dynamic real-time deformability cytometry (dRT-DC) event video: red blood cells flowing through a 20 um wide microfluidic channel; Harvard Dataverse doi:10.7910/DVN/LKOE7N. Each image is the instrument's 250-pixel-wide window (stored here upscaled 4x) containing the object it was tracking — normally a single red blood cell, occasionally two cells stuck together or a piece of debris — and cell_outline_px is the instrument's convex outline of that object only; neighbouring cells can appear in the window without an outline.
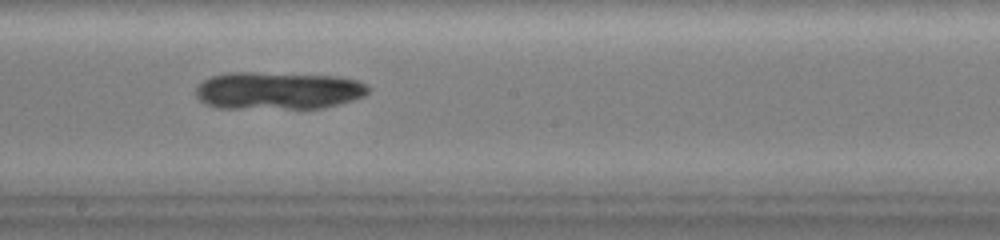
{"species": "common noctule bat (a hibernating species)", "species_latin": "Nyctalus noctula", "temperature_condition": "warm", "stored_images_in_passage": 71, "camera_frame_rate_fps": 3000, "um_per_image_px": 0.085, "animal": {"sex": "female", "body_mass_g": 19.0, "forearm_length_mm": 51.5}, "frame": {"image": 1, "passage_image": 40, "time_ms": 13.0, "image_size_px": [1000, 240], "cell_outline_px": [[372, 88], [364, 96], [352, 100], [324, 108], [216, 108], [204, 104], [196, 96], [196, 88], [204, 80], [212, 76], [228, 72], [256, 72], [340, 76], [356, 80]], "centroid_in_image_um": [23.63, 7.7], "position_along_channel_um": 224.6, "area_um2": 37.97}}
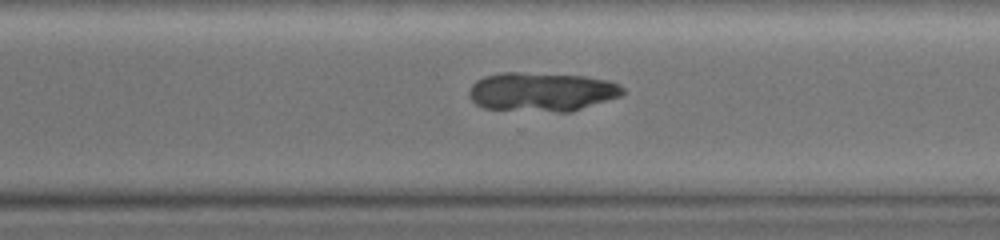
{"frame": {"image": 2, "passage_image": 51, "time_ms": 16.667, "image_size_px": [1000, 240], "cell_outline_px": [[624, 92], [620, 96], [572, 112], [556, 112], [484, 108], [476, 104], [468, 96], [468, 92], [472, 84], [476, 80], [484, 76], [500, 72], [520, 72], [584, 76], [608, 80], [620, 84], [624, 88]], "centroid_in_image_um": [46.04, 7.8], "position_along_channel_um": 324.6, "area_um2": 35.14}}
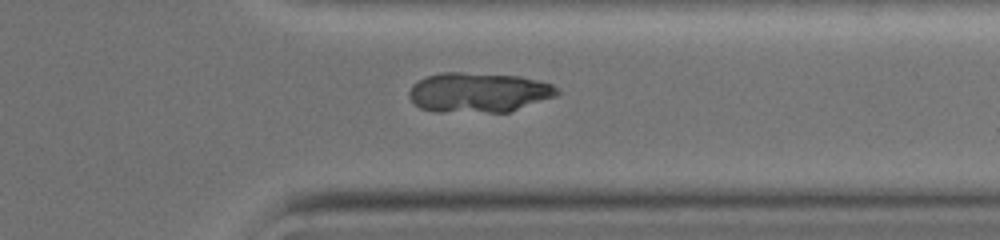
{"frame": {"image": 3, "passage_image": 56, "time_ms": 18.333, "image_size_px": [1000, 240], "cell_outline_px": [[560, 92], [556, 96], [508, 112], [432, 112], [420, 108], [408, 96], [408, 92], [412, 84], [428, 76], [440, 72], [464, 72], [520, 76], [552, 84]], "centroid_in_image_um": [40.65, 7.86], "position_along_channel_um": 370.8, "area_um2": 34.45}}